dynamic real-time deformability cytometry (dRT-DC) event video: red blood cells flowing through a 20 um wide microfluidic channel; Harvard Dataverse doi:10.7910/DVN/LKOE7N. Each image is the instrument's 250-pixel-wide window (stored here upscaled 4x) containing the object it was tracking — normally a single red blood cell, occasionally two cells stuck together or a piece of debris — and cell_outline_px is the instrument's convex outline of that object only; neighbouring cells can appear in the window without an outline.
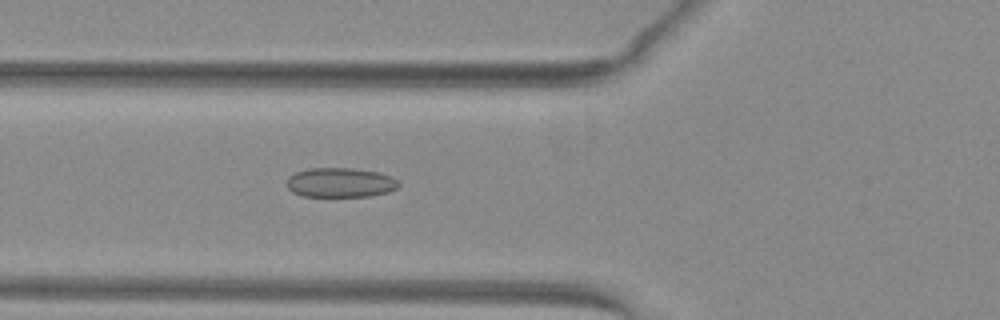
{"species": "common noctule bat (a hibernating species)", "species_latin": "Nyctalus noctula", "temperature_condition": "warm", "stored_images_in_passage": 35, "camera_frame_rate_fps": 3000, "um_per_image_px": 0.085, "animal": {"sex": "female", "body_mass_g": 29.2, "forearm_length_mm": 56.3}, "frame": {"image": 1, "passage_image": 3, "time_ms": 0.667, "image_size_px": [1000, 320], "cell_outline_px": [[400, 184], [396, 188], [388, 192], [368, 196], [300, 196], [292, 192], [288, 188], [288, 176], [296, 172], [308, 168], [352, 168], [380, 172], [392, 176], [400, 180]], "centroid_in_image_um": [28.95, 15.51], "position_along_channel_um": 96.8, "area_um2": 19.42}}
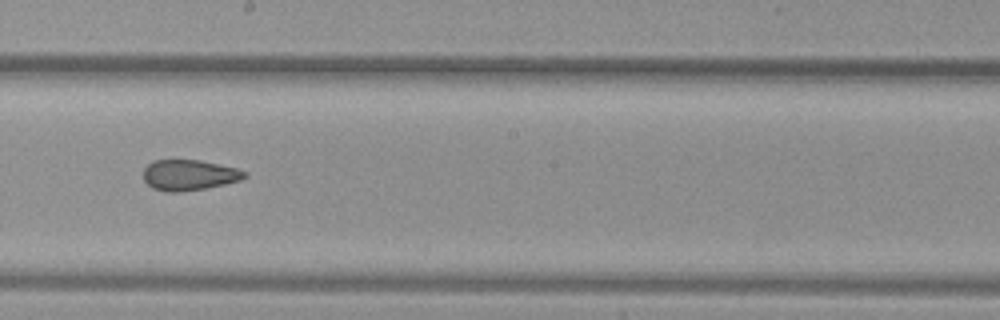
{"frame": {"image": 2, "passage_image": 13, "time_ms": 4.0, "image_size_px": [1000, 320], "cell_outline_px": [[248, 176], [240, 180], [224, 184], [204, 188], [180, 192], [164, 192], [152, 188], [144, 180], [144, 168], [152, 160], [200, 160], [236, 168], [244, 172]], "centroid_in_image_um": [16.04, 14.88], "position_along_channel_um": 232.2, "area_um2": 17.98}}
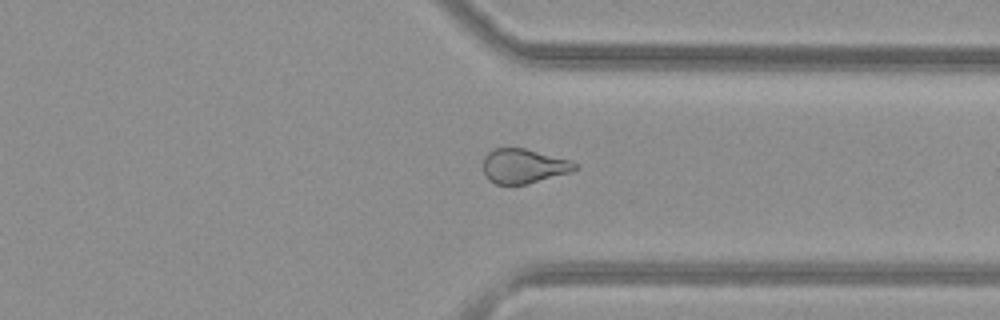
{"frame": {"image": 3, "passage_image": 23, "time_ms": 7.333, "image_size_px": [1000, 320], "cell_outline_px": [[576, 168], [572, 172], [528, 184], [496, 184], [488, 180], [484, 176], [484, 156], [492, 148], [524, 148], [572, 160], [576, 164]], "centroid_in_image_um": [44.5, 14.12], "position_along_channel_um": 366.9, "area_um2": 18.61}, "authors_computed_cell_mechanics": {"area_um2": 19.1896, "velocity_mm_per_s": 4.0469, "shape_relaxation_time_tau1_ms": null, "shape_relaxation_time_tau2_ms": 2.2292, "deformation_change_tau1": null, "deformation_change_tau2": 0.0934}}